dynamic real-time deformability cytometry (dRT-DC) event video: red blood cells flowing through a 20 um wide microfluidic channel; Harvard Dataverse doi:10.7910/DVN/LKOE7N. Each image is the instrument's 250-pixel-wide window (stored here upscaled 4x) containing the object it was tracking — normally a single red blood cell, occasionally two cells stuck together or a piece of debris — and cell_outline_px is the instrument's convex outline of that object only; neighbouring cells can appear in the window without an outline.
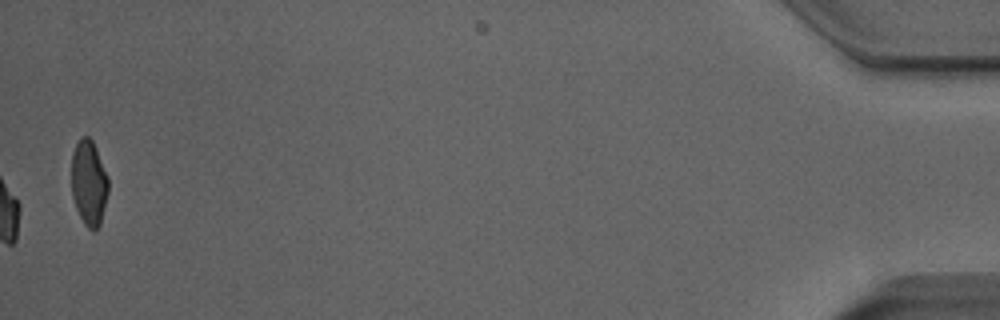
{"species": "Egyptian fruit bat (a non-hibernating species)", "species_latin": "Rousettus aegyptiacus", "temperature_condition": "room temperature", "stored_images_in_passage": 36, "camera_frame_rate_fps": 3000, "um_per_image_px": 0.085, "animal": {"sex": "male"}, "frame": {"image": 1, "passage_image": 36, "time_ms": 11.667, "image_size_px": [1000, 320], "cell_outline_px": [[108, 192], [100, 224], [92, 232], [84, 224], [76, 208], [72, 196], [72, 152], [80, 136], [88, 136], [92, 140], [96, 148], [108, 176]], "centroid_in_image_um": [7.55, 15.53], "position_along_channel_um": 427.6, "area_um2": 18.32}}